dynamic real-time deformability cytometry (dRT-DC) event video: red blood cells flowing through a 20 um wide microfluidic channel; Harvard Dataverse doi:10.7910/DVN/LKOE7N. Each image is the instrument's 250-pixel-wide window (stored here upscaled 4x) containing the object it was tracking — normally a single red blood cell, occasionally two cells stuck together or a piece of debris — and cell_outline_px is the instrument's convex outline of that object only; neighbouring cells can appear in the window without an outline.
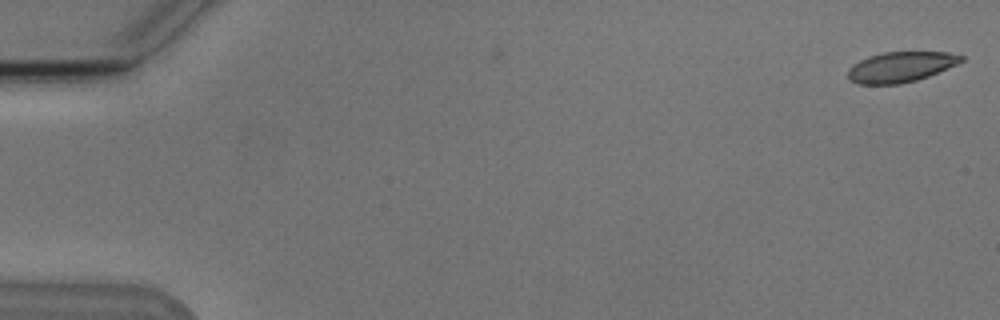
{"species": "Egyptian fruit bat (a non-hibernating species)", "species_latin": "Rousettus aegyptiacus", "temperature_condition": "cold", "stored_images_in_passage": 6, "camera_frame_rate_fps": 3000, "um_per_image_px": 0.085, "animal": {"sex": "male"}, "frame": {"image": 1, "passage_image": 1, "time_ms": 0.0, "image_size_px": [1000, 320], "cell_outline_px": [[964, 60], [956, 64], [928, 76], [916, 80], [900, 84], [860, 84], [848, 80], [848, 68], [852, 64], [868, 56], [884, 52], [948, 52], [964, 56]], "centroid_in_image_um": [76.52, 5.69], "position_along_channel_um": 8.5, "area_um2": 20.0}}
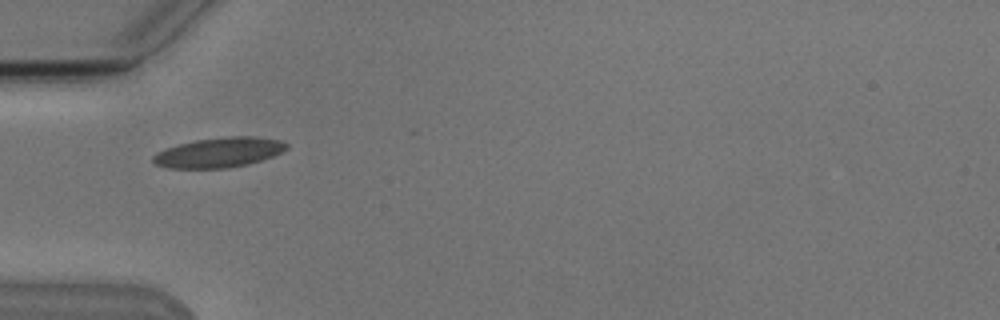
{"frame": {"image": 2, "passage_image": 6, "time_ms": 5.667, "image_size_px": [1000, 320], "cell_outline_px": [[288, 148], [272, 156], [248, 164], [228, 168], [168, 168], [156, 164], [152, 160], [152, 156], [156, 152], [164, 148], [196, 140], [228, 136], [252, 136], [276, 140], [288, 144]], "centroid_in_image_um": [18.57, 12.96], "position_along_channel_um": 66.4, "area_um2": 23.06}}